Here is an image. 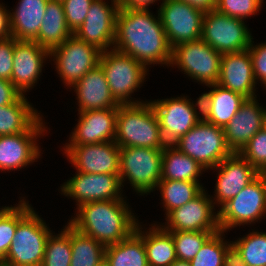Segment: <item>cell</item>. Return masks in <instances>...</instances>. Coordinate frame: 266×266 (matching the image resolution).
I'll return each mask as SVG.
<instances>
[{
	"label": "cell",
	"mask_w": 266,
	"mask_h": 266,
	"mask_svg": "<svg viewBox=\"0 0 266 266\" xmlns=\"http://www.w3.org/2000/svg\"><path fill=\"white\" fill-rule=\"evenodd\" d=\"M214 168L219 169L215 201L221 207L251 183L257 177L258 172L236 152L226 157Z\"/></svg>",
	"instance_id": "20"
},
{
	"label": "cell",
	"mask_w": 266,
	"mask_h": 266,
	"mask_svg": "<svg viewBox=\"0 0 266 266\" xmlns=\"http://www.w3.org/2000/svg\"><path fill=\"white\" fill-rule=\"evenodd\" d=\"M64 147L77 172L119 175L120 147L115 141Z\"/></svg>",
	"instance_id": "14"
},
{
	"label": "cell",
	"mask_w": 266,
	"mask_h": 266,
	"mask_svg": "<svg viewBox=\"0 0 266 266\" xmlns=\"http://www.w3.org/2000/svg\"><path fill=\"white\" fill-rule=\"evenodd\" d=\"M94 0H62L67 26L74 33L85 21Z\"/></svg>",
	"instance_id": "41"
},
{
	"label": "cell",
	"mask_w": 266,
	"mask_h": 266,
	"mask_svg": "<svg viewBox=\"0 0 266 266\" xmlns=\"http://www.w3.org/2000/svg\"><path fill=\"white\" fill-rule=\"evenodd\" d=\"M71 255L70 223H68L60 234L49 235L41 266H70Z\"/></svg>",
	"instance_id": "35"
},
{
	"label": "cell",
	"mask_w": 266,
	"mask_h": 266,
	"mask_svg": "<svg viewBox=\"0 0 266 266\" xmlns=\"http://www.w3.org/2000/svg\"><path fill=\"white\" fill-rule=\"evenodd\" d=\"M113 49L130 55L146 68L151 64H169L170 46L159 15L149 9L119 8Z\"/></svg>",
	"instance_id": "1"
},
{
	"label": "cell",
	"mask_w": 266,
	"mask_h": 266,
	"mask_svg": "<svg viewBox=\"0 0 266 266\" xmlns=\"http://www.w3.org/2000/svg\"><path fill=\"white\" fill-rule=\"evenodd\" d=\"M257 176L261 180L263 189H264V194H265V200H266V169L260 170L257 172Z\"/></svg>",
	"instance_id": "49"
},
{
	"label": "cell",
	"mask_w": 266,
	"mask_h": 266,
	"mask_svg": "<svg viewBox=\"0 0 266 266\" xmlns=\"http://www.w3.org/2000/svg\"><path fill=\"white\" fill-rule=\"evenodd\" d=\"M51 234L32 209L18 224L10 249L0 266H41Z\"/></svg>",
	"instance_id": "4"
},
{
	"label": "cell",
	"mask_w": 266,
	"mask_h": 266,
	"mask_svg": "<svg viewBox=\"0 0 266 266\" xmlns=\"http://www.w3.org/2000/svg\"><path fill=\"white\" fill-rule=\"evenodd\" d=\"M162 152L163 149L154 148H120L121 184L127 178L136 192L141 194H148L157 188L161 180Z\"/></svg>",
	"instance_id": "7"
},
{
	"label": "cell",
	"mask_w": 266,
	"mask_h": 266,
	"mask_svg": "<svg viewBox=\"0 0 266 266\" xmlns=\"http://www.w3.org/2000/svg\"><path fill=\"white\" fill-rule=\"evenodd\" d=\"M173 145L196 160L205 170L214 169L234 153L227 144L223 128L203 118Z\"/></svg>",
	"instance_id": "5"
},
{
	"label": "cell",
	"mask_w": 266,
	"mask_h": 266,
	"mask_svg": "<svg viewBox=\"0 0 266 266\" xmlns=\"http://www.w3.org/2000/svg\"><path fill=\"white\" fill-rule=\"evenodd\" d=\"M223 266H247L240 251L233 243L227 247L224 253Z\"/></svg>",
	"instance_id": "45"
},
{
	"label": "cell",
	"mask_w": 266,
	"mask_h": 266,
	"mask_svg": "<svg viewBox=\"0 0 266 266\" xmlns=\"http://www.w3.org/2000/svg\"><path fill=\"white\" fill-rule=\"evenodd\" d=\"M110 50L101 53L99 65L103 69L111 95L119 105L141 103L131 101L130 98L146 79L147 68L130 55Z\"/></svg>",
	"instance_id": "6"
},
{
	"label": "cell",
	"mask_w": 266,
	"mask_h": 266,
	"mask_svg": "<svg viewBox=\"0 0 266 266\" xmlns=\"http://www.w3.org/2000/svg\"><path fill=\"white\" fill-rule=\"evenodd\" d=\"M203 189L195 198L185 205L172 210L167 216V231H206L218 232L219 215H214L213 200L207 196ZM213 204V205H212Z\"/></svg>",
	"instance_id": "15"
},
{
	"label": "cell",
	"mask_w": 266,
	"mask_h": 266,
	"mask_svg": "<svg viewBox=\"0 0 266 266\" xmlns=\"http://www.w3.org/2000/svg\"><path fill=\"white\" fill-rule=\"evenodd\" d=\"M221 59V53L199 39L174 46L170 65L179 66L192 79L208 86L218 82Z\"/></svg>",
	"instance_id": "9"
},
{
	"label": "cell",
	"mask_w": 266,
	"mask_h": 266,
	"mask_svg": "<svg viewBox=\"0 0 266 266\" xmlns=\"http://www.w3.org/2000/svg\"><path fill=\"white\" fill-rule=\"evenodd\" d=\"M266 213V200L261 180L257 176L236 196L218 211L219 227L222 231L243 224L254 223Z\"/></svg>",
	"instance_id": "13"
},
{
	"label": "cell",
	"mask_w": 266,
	"mask_h": 266,
	"mask_svg": "<svg viewBox=\"0 0 266 266\" xmlns=\"http://www.w3.org/2000/svg\"><path fill=\"white\" fill-rule=\"evenodd\" d=\"M224 231L220 230L212 234L202 245L192 260L191 266H223L224 253L227 247L231 244L223 241L222 234Z\"/></svg>",
	"instance_id": "37"
},
{
	"label": "cell",
	"mask_w": 266,
	"mask_h": 266,
	"mask_svg": "<svg viewBox=\"0 0 266 266\" xmlns=\"http://www.w3.org/2000/svg\"><path fill=\"white\" fill-rule=\"evenodd\" d=\"M204 14L182 0H163L158 15L170 46L199 40Z\"/></svg>",
	"instance_id": "10"
},
{
	"label": "cell",
	"mask_w": 266,
	"mask_h": 266,
	"mask_svg": "<svg viewBox=\"0 0 266 266\" xmlns=\"http://www.w3.org/2000/svg\"><path fill=\"white\" fill-rule=\"evenodd\" d=\"M42 133L22 132L0 136V170H17L35 162L41 153L35 141Z\"/></svg>",
	"instance_id": "24"
},
{
	"label": "cell",
	"mask_w": 266,
	"mask_h": 266,
	"mask_svg": "<svg viewBox=\"0 0 266 266\" xmlns=\"http://www.w3.org/2000/svg\"><path fill=\"white\" fill-rule=\"evenodd\" d=\"M208 87H213L214 89L200 96L202 118L213 125L224 128L239 111L246 97L240 93L225 89L217 83L208 85Z\"/></svg>",
	"instance_id": "25"
},
{
	"label": "cell",
	"mask_w": 266,
	"mask_h": 266,
	"mask_svg": "<svg viewBox=\"0 0 266 266\" xmlns=\"http://www.w3.org/2000/svg\"><path fill=\"white\" fill-rule=\"evenodd\" d=\"M49 0H20L14 12H10L12 37L34 41L38 37L46 5Z\"/></svg>",
	"instance_id": "27"
},
{
	"label": "cell",
	"mask_w": 266,
	"mask_h": 266,
	"mask_svg": "<svg viewBox=\"0 0 266 266\" xmlns=\"http://www.w3.org/2000/svg\"><path fill=\"white\" fill-rule=\"evenodd\" d=\"M112 2L113 6L110 7L103 0H94L85 21L73 33L102 52L114 45L116 17L120 7L118 0H112Z\"/></svg>",
	"instance_id": "17"
},
{
	"label": "cell",
	"mask_w": 266,
	"mask_h": 266,
	"mask_svg": "<svg viewBox=\"0 0 266 266\" xmlns=\"http://www.w3.org/2000/svg\"><path fill=\"white\" fill-rule=\"evenodd\" d=\"M252 42L248 50L252 59L255 81L260 79L259 81L266 86V43L254 46Z\"/></svg>",
	"instance_id": "43"
},
{
	"label": "cell",
	"mask_w": 266,
	"mask_h": 266,
	"mask_svg": "<svg viewBox=\"0 0 266 266\" xmlns=\"http://www.w3.org/2000/svg\"><path fill=\"white\" fill-rule=\"evenodd\" d=\"M72 87L77 94L79 112L98 109H118L119 104L111 95L102 67L98 64Z\"/></svg>",
	"instance_id": "23"
},
{
	"label": "cell",
	"mask_w": 266,
	"mask_h": 266,
	"mask_svg": "<svg viewBox=\"0 0 266 266\" xmlns=\"http://www.w3.org/2000/svg\"><path fill=\"white\" fill-rule=\"evenodd\" d=\"M17 207H3L0 210V263L5 259L17 224L33 209L28 202L20 200Z\"/></svg>",
	"instance_id": "34"
},
{
	"label": "cell",
	"mask_w": 266,
	"mask_h": 266,
	"mask_svg": "<svg viewBox=\"0 0 266 266\" xmlns=\"http://www.w3.org/2000/svg\"><path fill=\"white\" fill-rule=\"evenodd\" d=\"M17 41L14 37L0 40V78L11 81L14 45Z\"/></svg>",
	"instance_id": "42"
},
{
	"label": "cell",
	"mask_w": 266,
	"mask_h": 266,
	"mask_svg": "<svg viewBox=\"0 0 266 266\" xmlns=\"http://www.w3.org/2000/svg\"><path fill=\"white\" fill-rule=\"evenodd\" d=\"M118 109L79 112V121L67 145L97 144L114 141Z\"/></svg>",
	"instance_id": "21"
},
{
	"label": "cell",
	"mask_w": 266,
	"mask_h": 266,
	"mask_svg": "<svg viewBox=\"0 0 266 266\" xmlns=\"http://www.w3.org/2000/svg\"><path fill=\"white\" fill-rule=\"evenodd\" d=\"M231 242L240 251L247 266H266V233L250 232Z\"/></svg>",
	"instance_id": "36"
},
{
	"label": "cell",
	"mask_w": 266,
	"mask_h": 266,
	"mask_svg": "<svg viewBox=\"0 0 266 266\" xmlns=\"http://www.w3.org/2000/svg\"><path fill=\"white\" fill-rule=\"evenodd\" d=\"M238 153L257 171L266 169V129L257 132Z\"/></svg>",
	"instance_id": "39"
},
{
	"label": "cell",
	"mask_w": 266,
	"mask_h": 266,
	"mask_svg": "<svg viewBox=\"0 0 266 266\" xmlns=\"http://www.w3.org/2000/svg\"><path fill=\"white\" fill-rule=\"evenodd\" d=\"M204 169L173 144H167L163 149L161 180L199 182L197 178Z\"/></svg>",
	"instance_id": "30"
},
{
	"label": "cell",
	"mask_w": 266,
	"mask_h": 266,
	"mask_svg": "<svg viewBox=\"0 0 266 266\" xmlns=\"http://www.w3.org/2000/svg\"><path fill=\"white\" fill-rule=\"evenodd\" d=\"M125 200H106L80 205L69 223L79 232L109 246L129 237L138 225Z\"/></svg>",
	"instance_id": "2"
},
{
	"label": "cell",
	"mask_w": 266,
	"mask_h": 266,
	"mask_svg": "<svg viewBox=\"0 0 266 266\" xmlns=\"http://www.w3.org/2000/svg\"><path fill=\"white\" fill-rule=\"evenodd\" d=\"M70 266H104L106 246L70 224Z\"/></svg>",
	"instance_id": "32"
},
{
	"label": "cell",
	"mask_w": 266,
	"mask_h": 266,
	"mask_svg": "<svg viewBox=\"0 0 266 266\" xmlns=\"http://www.w3.org/2000/svg\"><path fill=\"white\" fill-rule=\"evenodd\" d=\"M114 141L120 148L164 149L167 145L150 102L118 106Z\"/></svg>",
	"instance_id": "3"
},
{
	"label": "cell",
	"mask_w": 266,
	"mask_h": 266,
	"mask_svg": "<svg viewBox=\"0 0 266 266\" xmlns=\"http://www.w3.org/2000/svg\"><path fill=\"white\" fill-rule=\"evenodd\" d=\"M256 83L248 49L222 54L218 85L246 98H255Z\"/></svg>",
	"instance_id": "22"
},
{
	"label": "cell",
	"mask_w": 266,
	"mask_h": 266,
	"mask_svg": "<svg viewBox=\"0 0 266 266\" xmlns=\"http://www.w3.org/2000/svg\"><path fill=\"white\" fill-rule=\"evenodd\" d=\"M72 34L66 23L62 2L49 0L38 37L34 41L50 52L61 45Z\"/></svg>",
	"instance_id": "29"
},
{
	"label": "cell",
	"mask_w": 266,
	"mask_h": 266,
	"mask_svg": "<svg viewBox=\"0 0 266 266\" xmlns=\"http://www.w3.org/2000/svg\"><path fill=\"white\" fill-rule=\"evenodd\" d=\"M157 0H118L120 8L148 9L149 5Z\"/></svg>",
	"instance_id": "47"
},
{
	"label": "cell",
	"mask_w": 266,
	"mask_h": 266,
	"mask_svg": "<svg viewBox=\"0 0 266 266\" xmlns=\"http://www.w3.org/2000/svg\"><path fill=\"white\" fill-rule=\"evenodd\" d=\"M170 266H191L189 261L176 259Z\"/></svg>",
	"instance_id": "50"
},
{
	"label": "cell",
	"mask_w": 266,
	"mask_h": 266,
	"mask_svg": "<svg viewBox=\"0 0 266 266\" xmlns=\"http://www.w3.org/2000/svg\"><path fill=\"white\" fill-rule=\"evenodd\" d=\"M190 4L191 6L202 10L203 12H209L216 8L217 0H182Z\"/></svg>",
	"instance_id": "48"
},
{
	"label": "cell",
	"mask_w": 266,
	"mask_h": 266,
	"mask_svg": "<svg viewBox=\"0 0 266 266\" xmlns=\"http://www.w3.org/2000/svg\"><path fill=\"white\" fill-rule=\"evenodd\" d=\"M200 39L224 54L247 50L253 37L243 19L227 16L214 9L204 14Z\"/></svg>",
	"instance_id": "8"
},
{
	"label": "cell",
	"mask_w": 266,
	"mask_h": 266,
	"mask_svg": "<svg viewBox=\"0 0 266 266\" xmlns=\"http://www.w3.org/2000/svg\"><path fill=\"white\" fill-rule=\"evenodd\" d=\"M49 51L35 41L17 40L14 45L11 82L23 94L39 79Z\"/></svg>",
	"instance_id": "19"
},
{
	"label": "cell",
	"mask_w": 266,
	"mask_h": 266,
	"mask_svg": "<svg viewBox=\"0 0 266 266\" xmlns=\"http://www.w3.org/2000/svg\"><path fill=\"white\" fill-rule=\"evenodd\" d=\"M262 3L263 0H217L215 10L227 16L244 20L255 15L260 10Z\"/></svg>",
	"instance_id": "40"
},
{
	"label": "cell",
	"mask_w": 266,
	"mask_h": 266,
	"mask_svg": "<svg viewBox=\"0 0 266 266\" xmlns=\"http://www.w3.org/2000/svg\"><path fill=\"white\" fill-rule=\"evenodd\" d=\"M119 175L90 174L77 172L62 185L65 196L76 200L78 207L82 204L106 200H123Z\"/></svg>",
	"instance_id": "16"
},
{
	"label": "cell",
	"mask_w": 266,
	"mask_h": 266,
	"mask_svg": "<svg viewBox=\"0 0 266 266\" xmlns=\"http://www.w3.org/2000/svg\"><path fill=\"white\" fill-rule=\"evenodd\" d=\"M266 109L255 98H246L239 111L223 128L228 146L238 153L249 140L265 127Z\"/></svg>",
	"instance_id": "18"
},
{
	"label": "cell",
	"mask_w": 266,
	"mask_h": 266,
	"mask_svg": "<svg viewBox=\"0 0 266 266\" xmlns=\"http://www.w3.org/2000/svg\"><path fill=\"white\" fill-rule=\"evenodd\" d=\"M151 227L144 234L148 266H170L177 259L172 235L158 225Z\"/></svg>",
	"instance_id": "31"
},
{
	"label": "cell",
	"mask_w": 266,
	"mask_h": 266,
	"mask_svg": "<svg viewBox=\"0 0 266 266\" xmlns=\"http://www.w3.org/2000/svg\"><path fill=\"white\" fill-rule=\"evenodd\" d=\"M157 187L161 190L166 216L172 210L195 198L203 190L199 182L191 181L160 180Z\"/></svg>",
	"instance_id": "33"
},
{
	"label": "cell",
	"mask_w": 266,
	"mask_h": 266,
	"mask_svg": "<svg viewBox=\"0 0 266 266\" xmlns=\"http://www.w3.org/2000/svg\"><path fill=\"white\" fill-rule=\"evenodd\" d=\"M141 225L122 241L106 246L104 266H148Z\"/></svg>",
	"instance_id": "28"
},
{
	"label": "cell",
	"mask_w": 266,
	"mask_h": 266,
	"mask_svg": "<svg viewBox=\"0 0 266 266\" xmlns=\"http://www.w3.org/2000/svg\"><path fill=\"white\" fill-rule=\"evenodd\" d=\"M150 103L157 115L162 137L167 144L175 143L202 119L195 108L198 106L199 111L202 112L200 97L196 105L186 97L162 99Z\"/></svg>",
	"instance_id": "12"
},
{
	"label": "cell",
	"mask_w": 266,
	"mask_h": 266,
	"mask_svg": "<svg viewBox=\"0 0 266 266\" xmlns=\"http://www.w3.org/2000/svg\"><path fill=\"white\" fill-rule=\"evenodd\" d=\"M101 53L97 47L87 44L75 34L49 52L56 60L58 74L69 87L99 64Z\"/></svg>",
	"instance_id": "11"
},
{
	"label": "cell",
	"mask_w": 266,
	"mask_h": 266,
	"mask_svg": "<svg viewBox=\"0 0 266 266\" xmlns=\"http://www.w3.org/2000/svg\"><path fill=\"white\" fill-rule=\"evenodd\" d=\"M21 95L11 81L0 78V106L14 103Z\"/></svg>",
	"instance_id": "44"
},
{
	"label": "cell",
	"mask_w": 266,
	"mask_h": 266,
	"mask_svg": "<svg viewBox=\"0 0 266 266\" xmlns=\"http://www.w3.org/2000/svg\"><path fill=\"white\" fill-rule=\"evenodd\" d=\"M172 235L176 257L190 261L201 249L204 242L216 232L206 231H169Z\"/></svg>",
	"instance_id": "38"
},
{
	"label": "cell",
	"mask_w": 266,
	"mask_h": 266,
	"mask_svg": "<svg viewBox=\"0 0 266 266\" xmlns=\"http://www.w3.org/2000/svg\"><path fill=\"white\" fill-rule=\"evenodd\" d=\"M11 36L10 12L0 4V40Z\"/></svg>",
	"instance_id": "46"
},
{
	"label": "cell",
	"mask_w": 266,
	"mask_h": 266,
	"mask_svg": "<svg viewBox=\"0 0 266 266\" xmlns=\"http://www.w3.org/2000/svg\"><path fill=\"white\" fill-rule=\"evenodd\" d=\"M39 114L24 94L10 105L0 106V136L44 132L46 129Z\"/></svg>",
	"instance_id": "26"
}]
</instances>
